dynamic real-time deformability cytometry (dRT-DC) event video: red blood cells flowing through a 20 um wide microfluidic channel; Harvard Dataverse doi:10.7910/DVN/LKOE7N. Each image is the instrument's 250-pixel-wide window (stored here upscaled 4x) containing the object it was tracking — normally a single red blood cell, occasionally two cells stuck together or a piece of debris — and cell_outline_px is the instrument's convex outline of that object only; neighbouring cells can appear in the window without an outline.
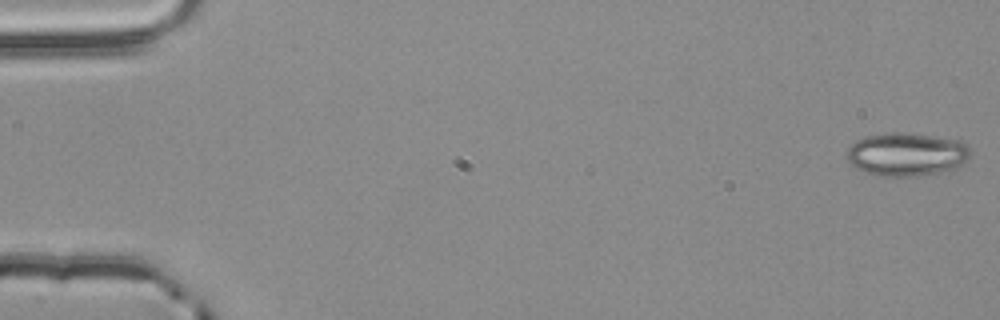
{"species": "common noctule bat (a hibernating species)", "species_latin": "Nyctalus noctula", "temperature_condition": "room temperature", "stored_images_in_passage": 4, "camera_frame_rate_fps": 3000, "um_per_image_px": 0.085, "animal": {"sex": "male", "body_mass_g": 20.4}, "frame": {"image": 1, "passage_image": 1, "time_ms": 0.0, "image_size_px": [1000, 320], "cell_outline_px": [[968, 160], [956, 168], [948, 172], [916, 176], [876, 176], [864, 172], [852, 164], [848, 160], [848, 148], [856, 140], [864, 136], [896, 132], [932, 136], [964, 140], [968, 144]], "centroid_in_image_um": [77.1, 13.13], "position_along_channel_um": 7.9, "area_um2": 31.33}}